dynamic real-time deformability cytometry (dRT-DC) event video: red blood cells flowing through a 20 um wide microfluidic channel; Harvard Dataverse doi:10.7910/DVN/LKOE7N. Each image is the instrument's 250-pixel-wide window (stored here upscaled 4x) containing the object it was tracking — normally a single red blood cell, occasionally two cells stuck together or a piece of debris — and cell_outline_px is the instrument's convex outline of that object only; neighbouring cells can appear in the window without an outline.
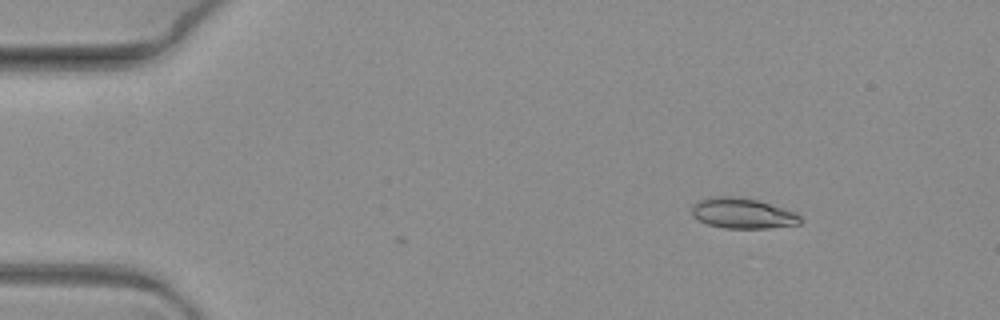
{"species": "common noctule bat (a hibernating species)", "species_latin": "Nyctalus noctula", "temperature_condition": "warm", "stored_images_in_passage": 6, "camera_frame_rate_fps": 3000, "um_per_image_px": 0.085, "animal": {"sex": "female", "body_mass_g": 19.3, "forearm_length_mm": 54.1}, "frame": {"image": 1, "passage_image": 2, "time_ms": 0.333, "image_size_px": [1000, 320], "cell_outline_px": [[804, 220], [800, 224], [768, 228], [724, 228], [708, 224], [692, 216], [692, 204], [700, 200], [712, 196], [732, 196], [756, 200], [796, 212]], "centroid_in_image_um": [63.13, 18.13], "position_along_channel_um": 21.9, "area_um2": 19.19}}
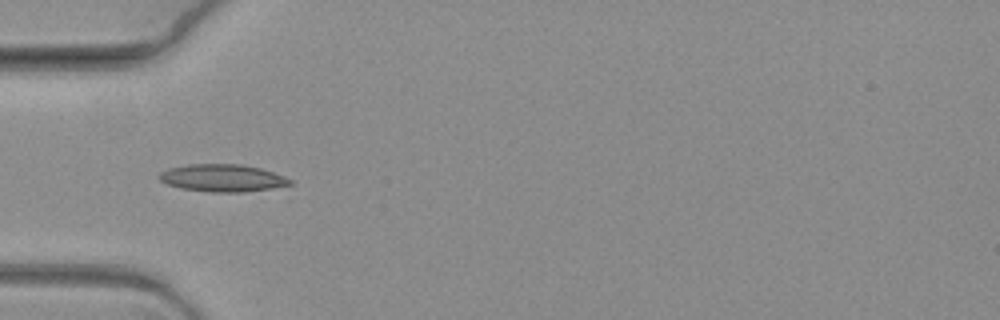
{"frame": {"image": 2, "passage_image": 5, "time_ms": 1.333, "image_size_px": [1000, 320], "cell_outline_px": [[292, 184], [272, 188], [244, 192], [208, 192], [180, 188], [168, 184], [160, 180], [156, 176], [160, 172], [168, 168], [188, 164], [240, 164], [260, 168], [284, 176], [292, 180]], "centroid_in_image_um": [18.88, 15.13], "position_along_channel_um": 66.1, "area_um2": 20.92}}